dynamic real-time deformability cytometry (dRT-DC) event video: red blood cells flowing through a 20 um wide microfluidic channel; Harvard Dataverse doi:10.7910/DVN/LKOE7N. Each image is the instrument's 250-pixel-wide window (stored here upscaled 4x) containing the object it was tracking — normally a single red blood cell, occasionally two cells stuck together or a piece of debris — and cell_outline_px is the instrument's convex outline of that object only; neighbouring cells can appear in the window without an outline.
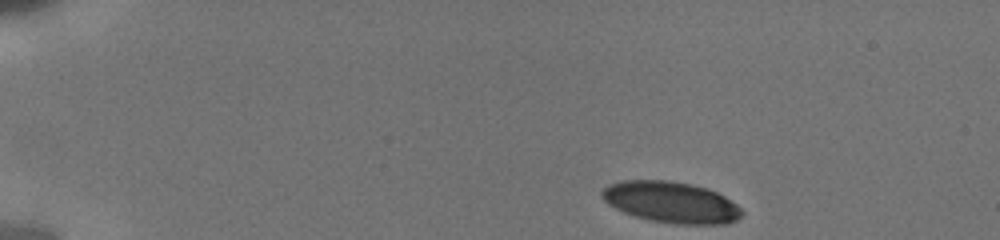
{"species": "human", "species_latin": "Homo sapiens", "temperature_condition": "cold", "stored_images_in_passage": 18, "camera_frame_rate_fps": 3000, "um_per_image_px": 0.085, "donor": {"sex": "male"}, "frame": {"image": 1, "passage_image": 1, "time_ms": 0.0, "image_size_px": [1000, 240], "cell_outline_px": [[744, 212], [736, 220], [728, 224], [676, 224], [648, 220], [624, 212], [608, 204], [604, 200], [600, 192], [608, 184], [620, 180], [668, 180], [692, 184], [708, 188], [724, 196], [736, 204]], "centroid_in_image_um": [57.04, 17.18], "position_along_channel_um": 28.0, "area_um2": 33.7}}
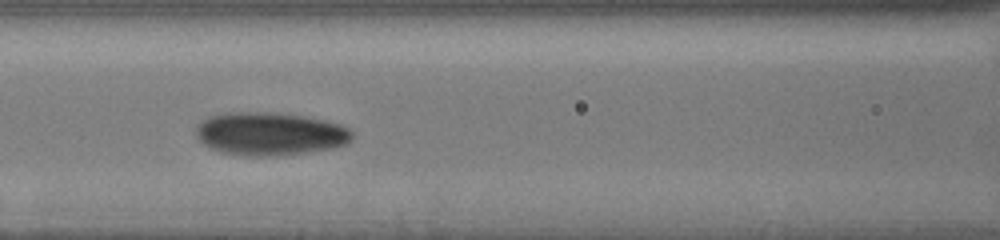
{"frame": {"image": 2, "passage_image": 13, "time_ms": 5.667, "image_size_px": [1000, 240], "cell_outline_px": [[352, 136], [344, 144], [332, 148], [308, 152], [280, 156], [248, 156], [220, 152], [204, 144], [196, 136], [196, 128], [208, 116], [228, 112], [268, 112], [300, 116], [340, 124], [348, 128], [352, 132]], "centroid_in_image_um": [22.91, 11.38], "position_along_channel_um": 143.7, "area_um2": 38.84}}
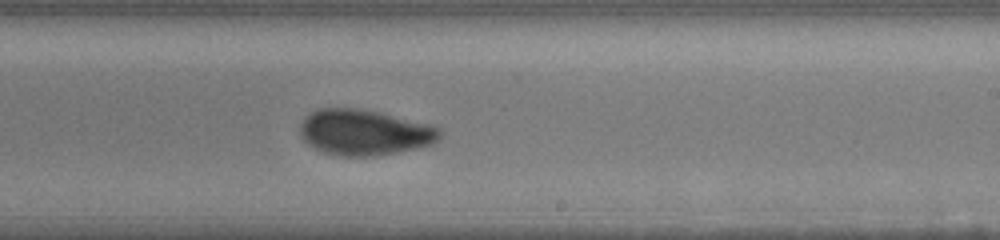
{"frame": {"image": 3, "passage_image": 18, "time_ms": 8.667, "image_size_px": [1000, 240], "cell_outline_px": [[444, 128], [440, 136], [432, 144], [416, 148], [372, 156], [336, 156], [312, 148], [300, 136], [300, 124], [304, 116], [316, 108], [356, 108], [380, 112], [432, 124]], "centroid_in_image_um": [30.96, 11.24], "position_along_channel_um": 258.0, "area_um2": 37.63}}